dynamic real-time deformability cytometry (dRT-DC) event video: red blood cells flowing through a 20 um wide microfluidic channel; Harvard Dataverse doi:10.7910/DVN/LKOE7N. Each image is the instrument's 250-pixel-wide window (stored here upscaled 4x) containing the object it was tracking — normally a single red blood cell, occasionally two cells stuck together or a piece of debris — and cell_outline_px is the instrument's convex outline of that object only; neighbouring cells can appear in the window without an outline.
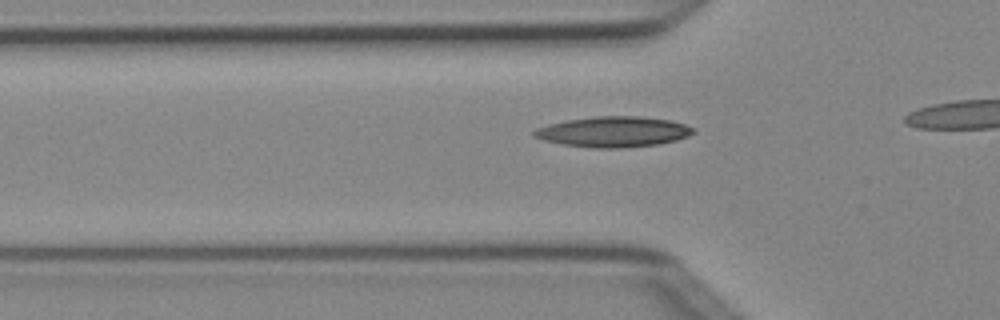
{"species": "Egyptian fruit bat (a non-hibernating species)", "species_latin": "Rousettus aegyptiacus", "temperature_condition": "cold", "stored_images_in_passage": 6, "camera_frame_rate_fps": 3000, "um_per_image_px": 0.085, "animal": {"sex": "female"}, "frame": {"image": 1, "passage_image": 3, "time_ms": 0.667, "image_size_px": [1000, 320], "cell_outline_px": [[696, 132], [688, 136], [676, 140], [660, 144], [616, 148], [592, 148], [564, 144], [544, 140], [532, 136], [532, 132], [536, 128], [548, 124], [564, 120], [596, 116], [636, 116], [668, 120], [684, 124], [696, 128]], "centroid_in_image_um": [52.13, 11.2], "position_along_channel_um": 73.7, "area_um2": 28.32}}
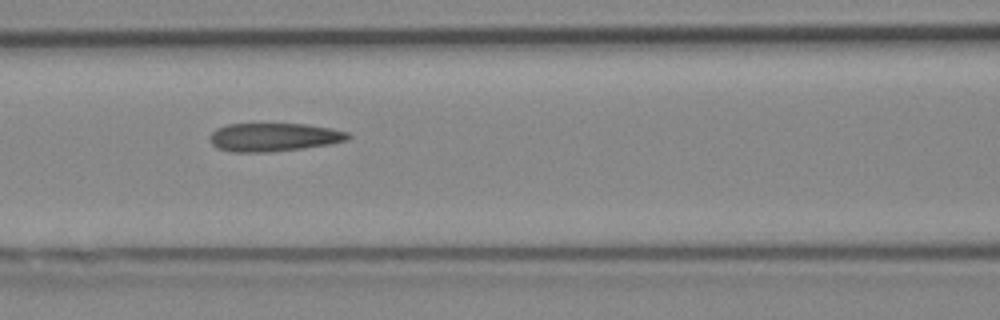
{"frame": {"image": 2, "passage_image": 5, "time_ms": 1.333, "image_size_px": [1000, 320], "cell_outline_px": [[352, 136], [348, 140], [332, 144], [304, 148], [272, 152], [232, 152], [216, 148], [212, 144], [208, 136], [216, 128], [228, 124], [308, 124], [332, 128], [348, 132]], "centroid_in_image_um": [23.29, 11.66], "position_along_channel_um": 143.3, "area_um2": 23.18}}
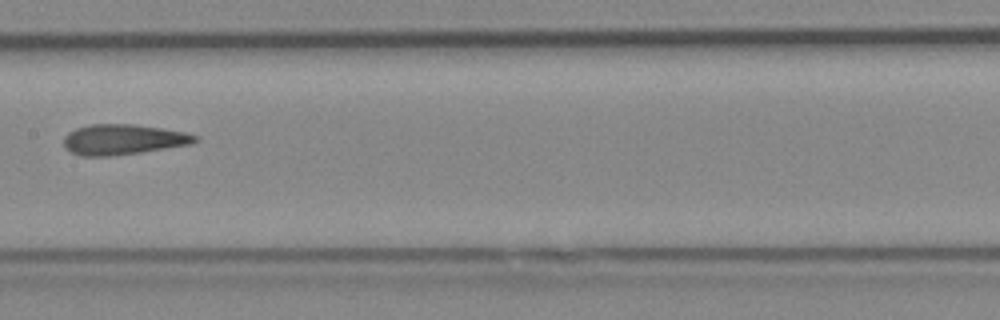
{"frame": {"image": 3, "passage_image": 6, "time_ms": 1.667, "image_size_px": [1000, 320], "cell_outline_px": [[200, 140], [192, 144], [140, 152], [112, 156], [80, 156], [64, 148], [64, 136], [68, 132], [76, 128], [88, 124], [136, 124], [184, 132], [200, 136]], "centroid_in_image_um": [10.46, 11.85], "position_along_channel_um": 196.9, "area_um2": 23.41}}